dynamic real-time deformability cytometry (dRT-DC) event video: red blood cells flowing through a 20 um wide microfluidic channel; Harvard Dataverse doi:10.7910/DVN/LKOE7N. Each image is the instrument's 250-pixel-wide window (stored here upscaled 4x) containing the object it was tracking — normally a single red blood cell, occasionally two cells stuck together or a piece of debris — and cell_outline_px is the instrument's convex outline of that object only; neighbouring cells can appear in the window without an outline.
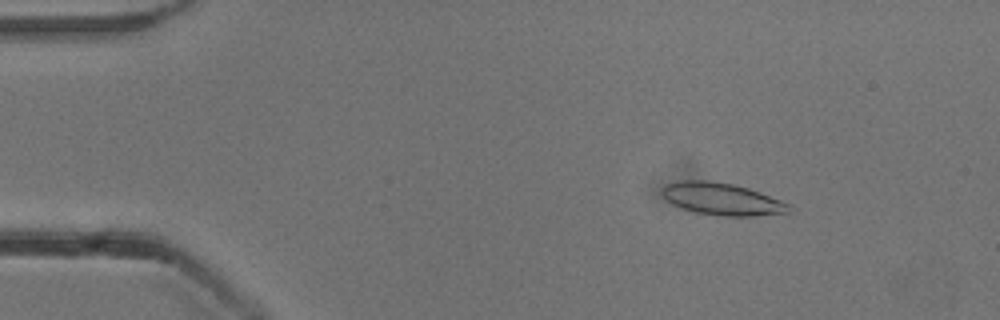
{"species": "common noctule bat (a hibernating species)", "species_latin": "Nyctalus noctula", "temperature_condition": "cold", "stored_images_in_passage": 47, "camera_frame_rate_fps": 3000, "um_per_image_px": 0.085, "animal": {"sex": "male", "body_mass_g": 13.3}, "frame": {"image": 1, "passage_image": 2, "time_ms": 0.333, "image_size_px": [1000, 320], "cell_outline_px": [[792, 212], [756, 216], [724, 216], [696, 212], [672, 204], [660, 192], [668, 184], [680, 180], [708, 180], [732, 184], [748, 188], [760, 192], [792, 204]], "centroid_in_image_um": [61.44, 16.92], "position_along_channel_um": 23.6, "area_um2": 23.76}}
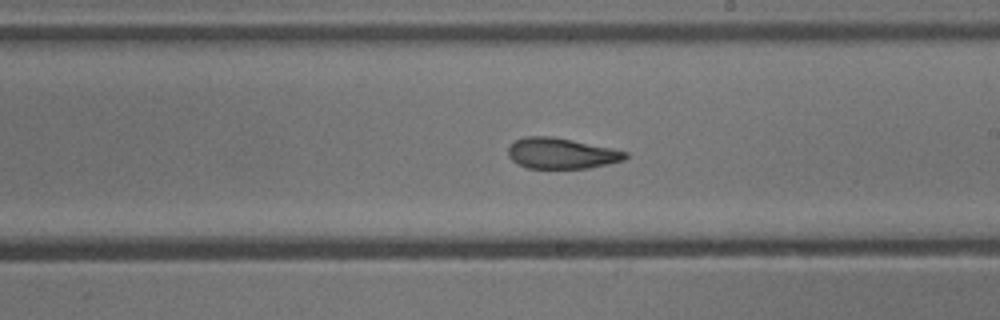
{"frame": {"image": 2, "passage_image": 25, "time_ms": 8.0, "image_size_px": [1000, 320], "cell_outline_px": [[628, 156], [624, 160], [608, 164], [588, 168], [528, 168], [512, 160], [508, 156], [508, 148], [516, 140], [528, 136], [552, 136], [612, 148], [628, 152]], "centroid_in_image_um": [47.74, 13.03], "position_along_channel_um": 241.3, "area_um2": 20.87}}
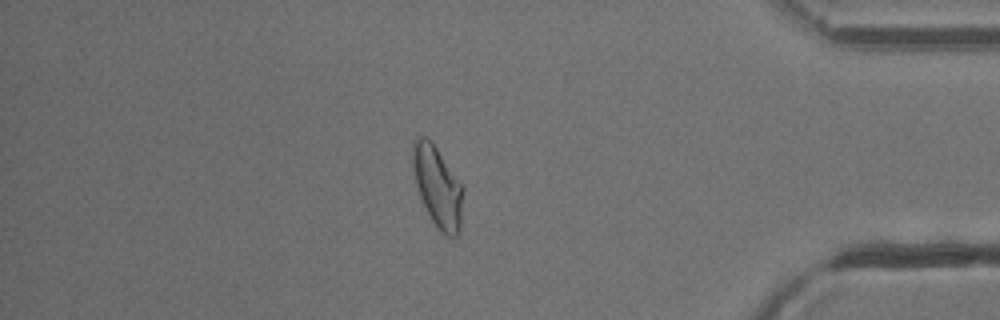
{"frame": {"image": 3, "passage_image": 40, "time_ms": 13.0, "image_size_px": [1000, 320], "cell_outline_px": [[464, 188], [460, 236], [448, 236], [432, 220], [416, 188], [412, 168], [412, 144], [416, 136], [428, 136], [432, 140]], "centroid_in_image_um": [37.19, 15.81], "position_along_channel_um": 398.0, "area_um2": 23.93}, "authors_computed_cell_mechanics": {"area_um2": 22.6576, "velocity_mm_per_s": 3.8516, "shape_relaxation_time_tau1_ms": 7.1585, "shape_relaxation_time_tau2_ms": 2.0818, "deformation_change_tau1": 0.189, "deformation_change_tau2": 0.0962}}